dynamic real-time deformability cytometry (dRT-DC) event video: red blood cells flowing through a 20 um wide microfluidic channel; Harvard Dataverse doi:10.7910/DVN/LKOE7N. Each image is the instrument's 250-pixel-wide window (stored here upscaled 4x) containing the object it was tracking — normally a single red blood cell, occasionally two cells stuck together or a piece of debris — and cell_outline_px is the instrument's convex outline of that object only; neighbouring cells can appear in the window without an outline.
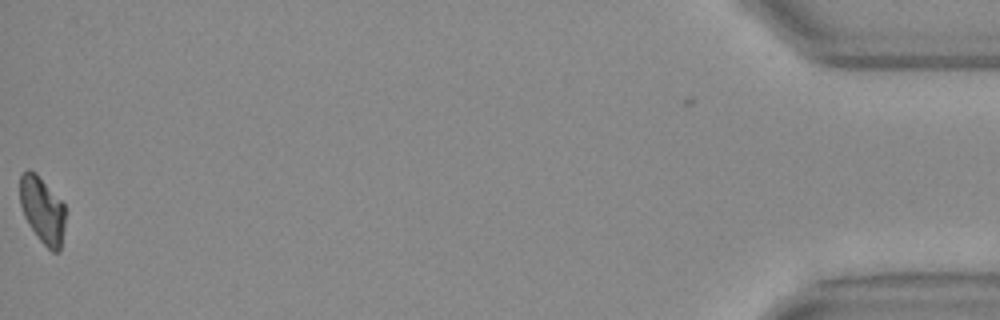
{"species": "Egyptian fruit bat (a non-hibernating species)", "species_latin": "Rousettus aegyptiacus", "temperature_condition": "warm", "stored_images_in_passage": 47, "camera_frame_rate_fps": 3000, "um_per_image_px": 0.085, "animal": {"sex": "female"}, "frame": {"image": 1, "passage_image": 46, "time_ms": 15.0, "image_size_px": [1000, 320], "cell_outline_px": [[64, 228], [60, 248], [56, 252], [52, 252], [40, 240], [24, 216], [20, 204], [20, 176], [28, 168], [36, 172], [64, 204]], "centroid_in_image_um": [3.59, 17.82], "position_along_channel_um": 431.6, "area_um2": 17.34}, "authors_computed_cell_mechanics": {"area_um2": 18.785, "velocity_mm_per_s": 3.7653, "shape_relaxation_time_tau1_ms": null, "shape_relaxation_time_tau2_ms": 10.875, "deformation_change_tau1": null, "deformation_change_tau2": 0.1784}}